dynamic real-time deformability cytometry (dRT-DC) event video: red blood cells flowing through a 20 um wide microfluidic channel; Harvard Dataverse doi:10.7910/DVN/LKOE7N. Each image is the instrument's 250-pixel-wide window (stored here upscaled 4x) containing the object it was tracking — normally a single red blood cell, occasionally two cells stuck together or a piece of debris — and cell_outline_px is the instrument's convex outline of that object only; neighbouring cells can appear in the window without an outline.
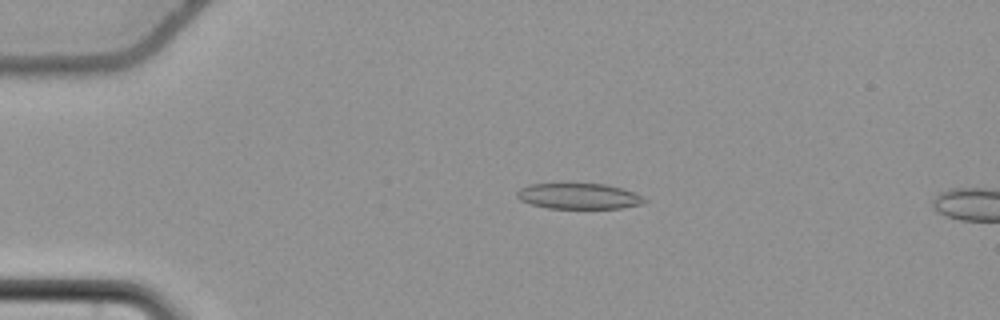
{"species": "common noctule bat (a hibernating species)", "species_latin": "Nyctalus noctula", "temperature_condition": "cold", "stored_images_in_passage": 7, "camera_frame_rate_fps": 3000, "um_per_image_px": 0.085, "animal": {"sex": "female", "body_mass_g": 22.7, "forearm_length_mm": 54.2}, "frame": {"image": 1, "passage_image": 2, "time_ms": 0.333, "image_size_px": [1000, 320], "cell_outline_px": [[648, 200], [640, 204], [620, 208], [548, 208], [532, 204], [520, 200], [516, 196], [516, 192], [520, 188], [528, 184], [604, 184], [636, 192]], "centroid_in_image_um": [49.19, 16.67], "position_along_channel_um": 35.8, "area_um2": 18.96}}